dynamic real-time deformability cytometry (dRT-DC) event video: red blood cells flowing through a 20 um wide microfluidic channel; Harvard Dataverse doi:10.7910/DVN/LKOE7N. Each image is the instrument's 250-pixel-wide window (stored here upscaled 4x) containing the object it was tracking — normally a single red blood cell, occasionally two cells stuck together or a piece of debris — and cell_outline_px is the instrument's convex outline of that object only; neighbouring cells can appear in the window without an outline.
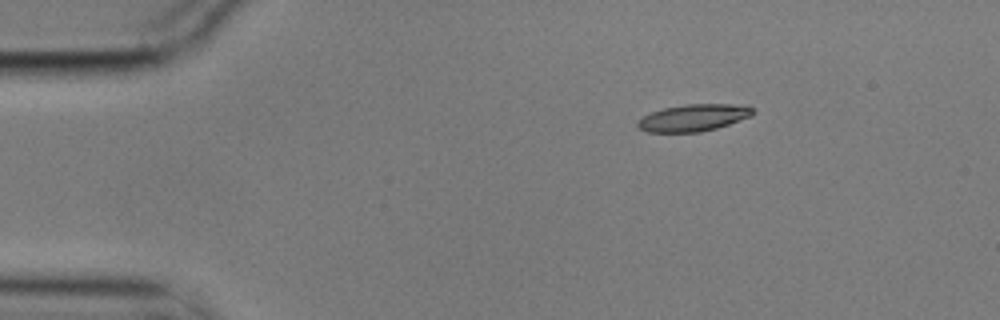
{"species": "common noctule bat (a hibernating species)", "species_latin": "Nyctalus noctula", "temperature_condition": "cold", "stored_images_in_passage": 4, "camera_frame_rate_fps": 3000, "um_per_image_px": 0.085, "animal": {"sex": "male", "body_mass_g": 17.9}, "frame": {"image": 1, "passage_image": 2, "time_ms": 0.333, "image_size_px": [1000, 320], "cell_outline_px": [[752, 116], [716, 128], [700, 132], [648, 132], [640, 128], [636, 124], [636, 120], [652, 112], [664, 108], [684, 104], [748, 104], [752, 108]], "centroid_in_image_um": [58.95, 10.0], "position_along_channel_um": 26.0, "area_um2": 18.09}}